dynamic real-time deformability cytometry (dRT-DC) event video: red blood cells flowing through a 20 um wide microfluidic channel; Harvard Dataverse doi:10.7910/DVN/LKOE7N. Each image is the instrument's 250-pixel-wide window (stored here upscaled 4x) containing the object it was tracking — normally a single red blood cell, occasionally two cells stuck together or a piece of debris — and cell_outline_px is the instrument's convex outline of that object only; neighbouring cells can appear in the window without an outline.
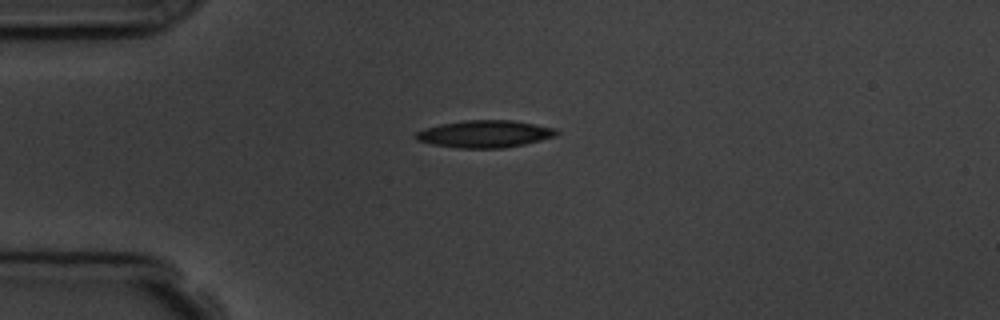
{"species": "common noctule bat (a hibernating species)", "species_latin": "Nyctalus noctula", "temperature_condition": "room temperature", "stored_images_in_passage": 1, "camera_frame_rate_fps": 3000, "um_per_image_px": 0.085, "animal": {"sex": "male", "body_mass_g": 19.5, "forearm_length_mm": 54.6}, "frame": {"image": 1, "passage_image": 1, "time_ms": 0.0, "image_size_px": [1000, 320], "cell_outline_px": [[560, 132], [556, 136], [524, 144], [504, 148], [460, 148], [432, 144], [416, 140], [412, 136], [416, 132], [424, 128], [440, 124], [464, 120], [512, 120], [536, 124], [556, 128]], "centroid_in_image_um": [41.2, 11.38], "position_along_channel_um": 43.8, "area_um2": 22.48}}